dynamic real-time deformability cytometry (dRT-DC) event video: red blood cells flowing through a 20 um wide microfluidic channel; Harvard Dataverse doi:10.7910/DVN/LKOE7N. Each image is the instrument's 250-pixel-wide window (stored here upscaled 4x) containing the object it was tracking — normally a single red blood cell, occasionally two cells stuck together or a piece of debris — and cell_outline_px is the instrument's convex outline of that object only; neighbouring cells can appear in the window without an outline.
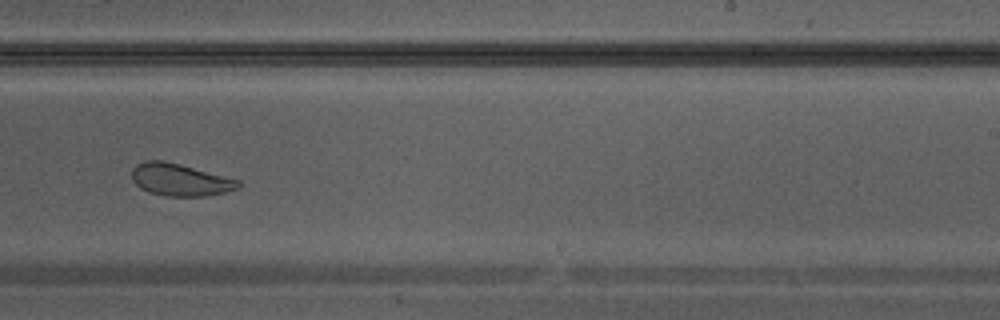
{"species": "Egyptian fruit bat (a non-hibernating species)", "species_latin": "Rousettus aegyptiacus", "temperature_condition": "warm", "stored_images_in_passage": 31, "camera_frame_rate_fps": 3000, "um_per_image_px": 0.085, "animal": {"sex": "male"}, "frame": {"image": 1, "passage_image": 18, "time_ms": 5.667, "image_size_px": [1000, 320], "cell_outline_px": [[240, 188], [208, 196], [168, 196], [148, 192], [140, 188], [132, 180], [132, 168], [136, 164], [144, 160], [164, 160], [180, 164], [240, 180]], "centroid_in_image_um": [15.29, 15.27], "position_along_channel_um": 273.7, "area_um2": 20.11}}